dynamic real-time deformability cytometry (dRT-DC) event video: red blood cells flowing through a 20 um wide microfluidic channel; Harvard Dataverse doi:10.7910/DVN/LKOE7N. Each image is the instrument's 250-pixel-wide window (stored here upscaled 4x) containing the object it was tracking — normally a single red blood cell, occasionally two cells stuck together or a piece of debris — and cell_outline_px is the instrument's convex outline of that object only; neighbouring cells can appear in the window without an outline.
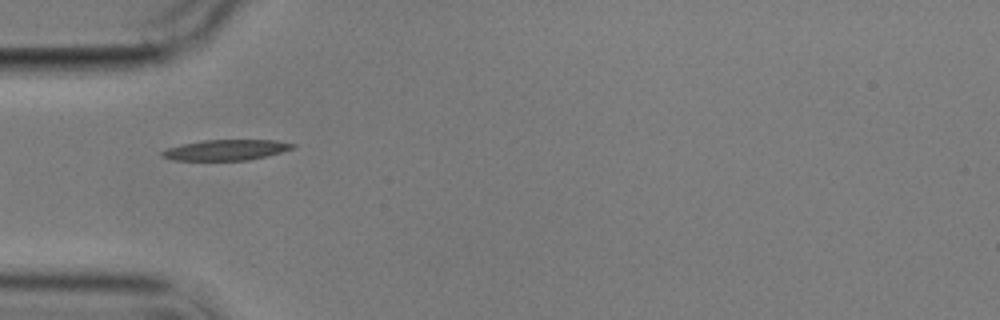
{"species": "common noctule bat (a hibernating species)", "species_latin": "Nyctalus noctula", "temperature_condition": "cold", "stored_images_in_passage": 2, "camera_frame_rate_fps": 3000, "um_per_image_px": 0.085, "animal": {"sex": "male", "body_mass_g": 17.9}, "frame": {"image": 1, "passage_image": 2, "time_ms": 1.333, "image_size_px": [1000, 320], "cell_outline_px": [[296, 144], [292, 148], [280, 152], [248, 160], [172, 160], [160, 156], [160, 152], [168, 148], [184, 144], [204, 140], [276, 140]], "centroid_in_image_um": [19.17, 12.74], "position_along_channel_um": 65.8, "area_um2": 15.43}}